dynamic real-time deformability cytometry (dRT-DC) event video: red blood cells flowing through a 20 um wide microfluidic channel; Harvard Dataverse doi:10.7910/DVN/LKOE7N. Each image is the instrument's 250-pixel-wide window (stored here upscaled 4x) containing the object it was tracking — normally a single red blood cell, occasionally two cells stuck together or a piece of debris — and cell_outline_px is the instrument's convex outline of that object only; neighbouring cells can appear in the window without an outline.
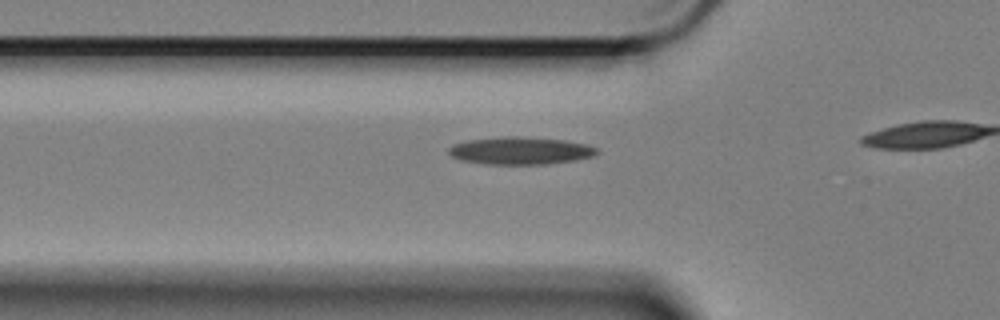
{"species": "Egyptian fruit bat (a non-hibernating species)", "species_latin": "Rousettus aegyptiacus", "temperature_condition": "cold", "stored_images_in_passage": 15, "camera_frame_rate_fps": 3000, "um_per_image_px": 0.085, "animal": {"sex": "female"}, "frame": {"image": 1, "passage_image": 9, "time_ms": 2.667, "image_size_px": [1000, 320], "cell_outline_px": [[600, 152], [592, 156], [576, 160], [548, 164], [484, 164], [460, 160], [452, 156], [448, 152], [448, 148], [452, 144], [468, 140], [500, 136], [516, 136], [564, 140], [588, 144], [596, 148]], "centroid_in_image_um": [44.22, 12.81], "position_along_channel_um": 81.6, "area_um2": 23.93}}
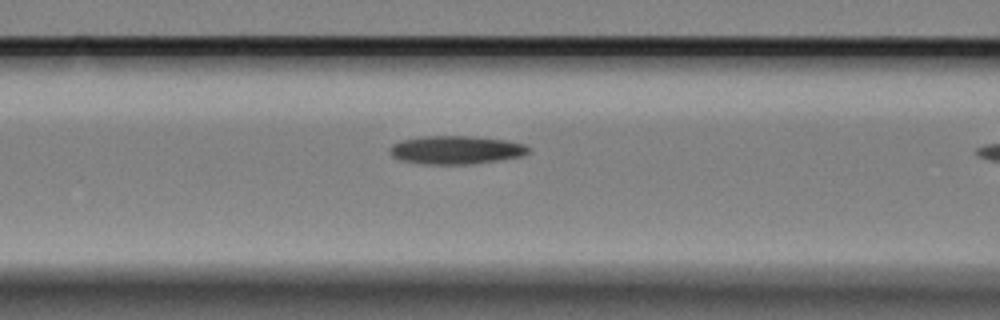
{"frame": {"image": 2, "passage_image": 13, "time_ms": 4.0, "image_size_px": [1000, 320], "cell_outline_px": [[528, 152], [520, 156], [500, 160], [472, 164], [424, 164], [400, 160], [392, 156], [388, 152], [388, 148], [392, 144], [400, 140], [424, 136], [472, 136], [504, 140], [524, 144], [528, 148]], "centroid_in_image_um": [38.69, 12.74], "position_along_channel_um": 127.9, "area_um2": 22.89}}